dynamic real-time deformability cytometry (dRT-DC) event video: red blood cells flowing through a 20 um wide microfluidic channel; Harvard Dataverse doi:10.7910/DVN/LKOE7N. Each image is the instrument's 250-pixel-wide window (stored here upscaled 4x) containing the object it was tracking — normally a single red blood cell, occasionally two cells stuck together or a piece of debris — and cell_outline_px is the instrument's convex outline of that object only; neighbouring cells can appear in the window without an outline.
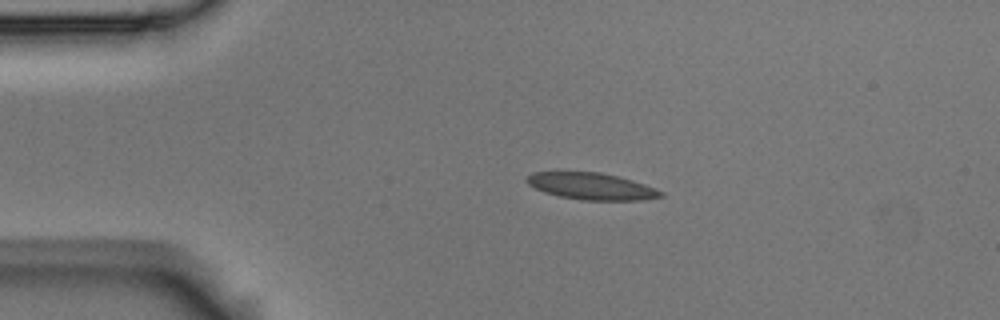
{"species": "Egyptian fruit bat (a non-hibernating species)", "species_latin": "Rousettus aegyptiacus", "temperature_condition": "room temperature", "stored_images_in_passage": 3, "camera_frame_rate_fps": 3000, "um_per_image_px": 0.085, "animal": {"sex": "male"}, "frame": {"image": 1, "passage_image": 2, "time_ms": 0.333, "image_size_px": [1000, 320], "cell_outline_px": [[664, 196], [640, 200], [580, 200], [560, 196], [544, 192], [528, 184], [524, 180], [532, 172], [600, 172], [632, 180], [656, 188], [664, 192]], "centroid_in_image_um": [50.28, 15.83], "position_along_channel_um": 34.7, "area_um2": 20.81}}